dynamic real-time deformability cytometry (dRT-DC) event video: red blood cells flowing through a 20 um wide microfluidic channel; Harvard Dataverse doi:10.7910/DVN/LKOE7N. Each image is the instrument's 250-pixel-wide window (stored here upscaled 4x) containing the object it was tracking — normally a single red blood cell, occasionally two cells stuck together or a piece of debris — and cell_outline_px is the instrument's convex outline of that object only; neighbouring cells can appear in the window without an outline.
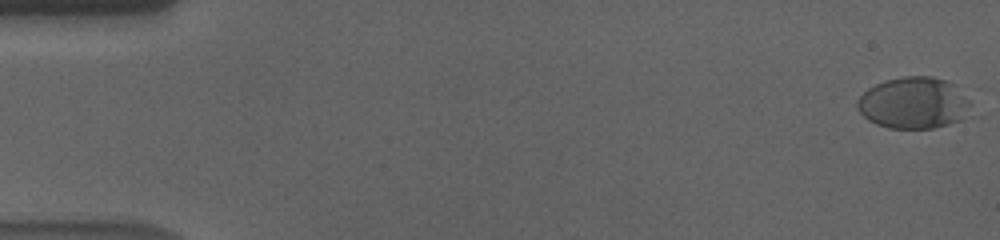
{"species": "human", "species_latin": "Homo sapiens", "temperature_condition": "cold", "stored_images_in_passage": 58, "camera_frame_rate_fps": 3000, "um_per_image_px": 0.085, "donor": {"sex": "male"}, "frame": {"image": 1, "passage_image": 1, "time_ms": 0.0, "image_size_px": [1000, 240], "cell_outline_px": [[976, 112], [972, 116], [948, 124], [932, 128], [888, 128], [876, 124], [868, 120], [856, 108], [856, 100], [868, 88], [884, 80], [904, 76], [932, 76], [956, 84], [968, 100]], "centroid_in_image_um": [77.71, 8.75], "position_along_channel_um": 7.3, "area_um2": 34.74}}
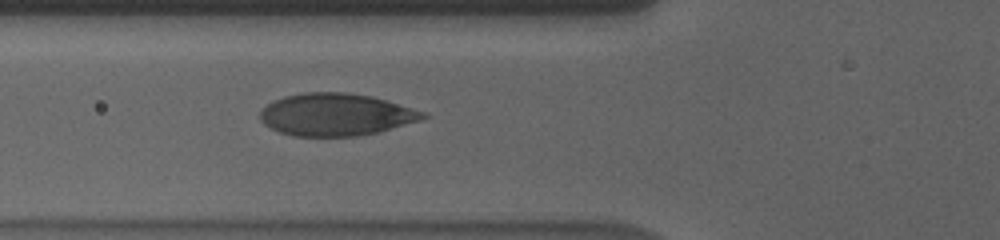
{"frame": {"image": 2, "passage_image": 22, "time_ms": 7.0, "image_size_px": [1000, 240], "cell_outline_px": [[428, 116], [420, 120], [380, 132], [356, 136], [292, 136], [280, 132], [264, 124], [260, 120], [260, 112], [272, 100], [284, 96], [304, 92], [344, 92], [372, 96], [428, 112]], "centroid_in_image_um": [28.57, 9.73], "position_along_channel_um": 97.2, "area_um2": 40.34}}
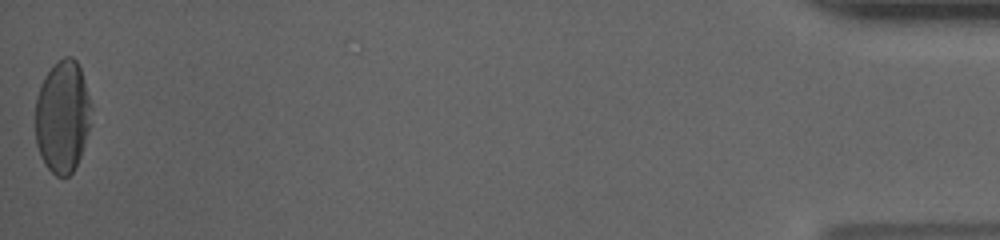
{"frame": {"image": 3, "passage_image": 58, "time_ms": 19.0, "image_size_px": [1000, 240], "cell_outline_px": [[92, 124], [80, 156], [72, 172], [68, 176], [56, 176], [44, 164], [40, 156], [36, 144], [36, 96], [40, 84], [44, 76], [64, 56], [72, 56], [76, 60], [80, 68], [84, 80], [92, 108]], "centroid_in_image_um": [5.33, 9.92], "position_along_channel_um": 429.9, "area_um2": 36.82}, "authors_computed_cell_mechanics": {"area_um2": 40.0265, "velocity_mm_per_s": 3.5589, "shape_relaxation_time_tau1_ms": 4.4635, "shape_relaxation_time_tau2_ms": null, "deformation_change_tau1": 0.1769, "deformation_change_tau2": null}}